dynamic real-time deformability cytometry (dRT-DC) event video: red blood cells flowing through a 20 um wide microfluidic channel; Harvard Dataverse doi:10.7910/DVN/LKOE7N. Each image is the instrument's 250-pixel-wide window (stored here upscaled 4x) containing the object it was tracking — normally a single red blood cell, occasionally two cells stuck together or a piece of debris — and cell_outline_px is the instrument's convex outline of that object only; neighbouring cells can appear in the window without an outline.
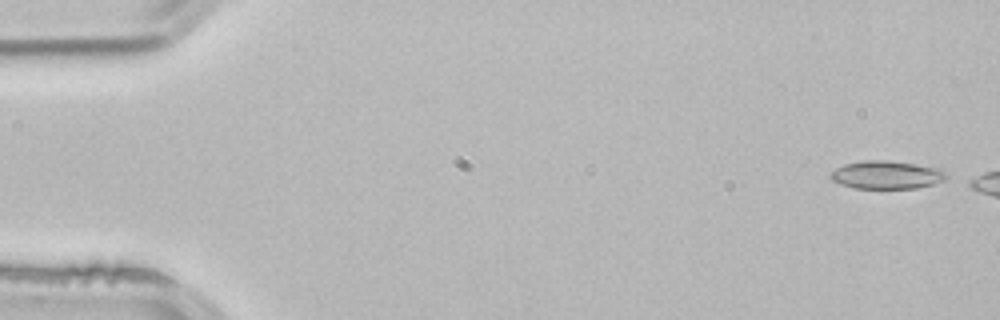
{"species": "common noctule bat (a hibernating species)", "species_latin": "Nyctalus noctula", "temperature_condition": "room temperature", "stored_images_in_passage": 7, "camera_frame_rate_fps": 3000, "um_per_image_px": 0.085, "animal": {"sex": "male", "body_mass_g": 21.5, "forearm_length_mm": 52.0}, "frame": {"image": 1, "passage_image": 2, "time_ms": 0.333, "image_size_px": [1000, 320], "cell_outline_px": [[948, 176], [944, 180], [932, 184], [916, 188], [852, 188], [840, 184], [832, 180], [828, 176], [836, 168], [844, 164], [864, 160], [888, 160], [916, 164], [940, 168]], "centroid_in_image_um": [75.33, 14.86], "position_along_channel_um": 9.7, "area_um2": 18.96}}